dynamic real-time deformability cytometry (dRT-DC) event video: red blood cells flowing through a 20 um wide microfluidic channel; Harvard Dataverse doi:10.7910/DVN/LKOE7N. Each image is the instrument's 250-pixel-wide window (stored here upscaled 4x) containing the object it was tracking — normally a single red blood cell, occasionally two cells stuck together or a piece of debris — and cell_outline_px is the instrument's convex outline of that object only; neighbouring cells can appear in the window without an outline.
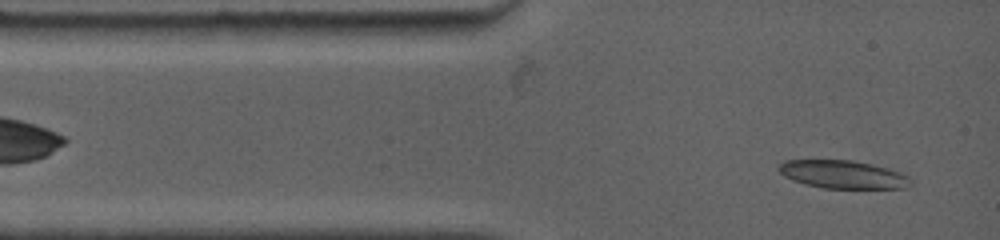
{"species": "common noctule bat (a hibernating species)", "species_latin": "Nyctalus noctula", "temperature_condition": "warm", "stored_images_in_passage": 59, "camera_frame_rate_fps": 4500, "um_per_image_px": 0.085, "animal": {"sex": "female", "body_mass_g": 19.0, "forearm_length_mm": 53.3}, "frame": {"image": 1, "passage_image": 2, "time_ms": 0.222, "image_size_px": [1000, 240], "cell_outline_px": [[912, 184], [908, 188], [820, 188], [804, 184], [792, 180], [784, 176], [776, 168], [776, 164], [784, 160], [852, 160], [872, 164], [888, 168], [900, 172], [908, 176], [912, 180]], "centroid_in_image_um": [71.62, 14.82], "position_along_channel_um": 13.4, "area_um2": 21.91}}
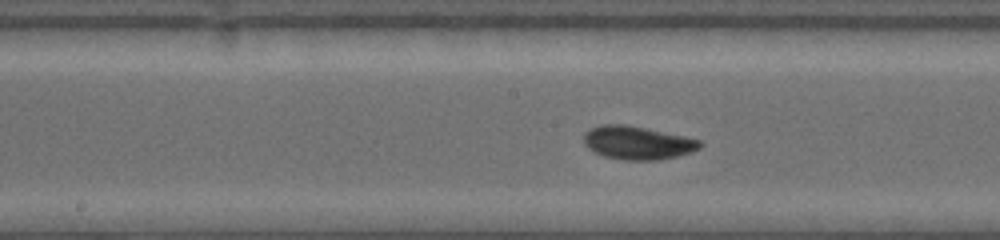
{"frame": {"image": 2, "passage_image": 27, "time_ms": 5.778, "image_size_px": [1000, 240], "cell_outline_px": [[704, 144], [700, 148], [692, 152], [660, 160], [624, 160], [604, 156], [588, 148], [584, 144], [584, 132], [592, 128], [604, 124], [624, 124], [684, 136], [700, 140]], "centroid_in_image_um": [54.2, 12.14], "position_along_channel_um": 194.0, "area_um2": 22.43}}
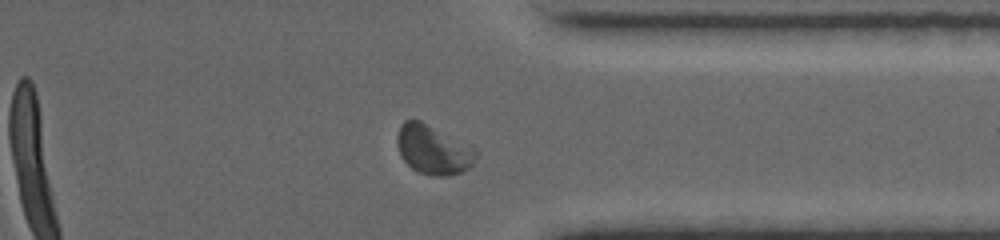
{"frame": {"image": 3, "passage_image": 50, "time_ms": 10.667, "image_size_px": [1000, 240], "cell_outline_px": [[476, 160], [464, 172], [448, 176], [432, 176], [420, 172], [412, 168], [400, 156], [396, 140], [396, 136], [400, 124], [404, 120], [420, 120], [476, 148]], "centroid_in_image_um": [36.81, 12.73], "position_along_channel_um": 374.6, "area_um2": 22.72}, "authors_computed_cell_mechanics": {"area_um2": 21.6172, "velocity_mm_per_s": 3.7595, "shape_relaxation_time_tau1_ms": 4.2487, "shape_relaxation_time_tau2_ms": 2.3685, "deformation_change_tau1": 0.1333, "deformation_change_tau2": 0.058}}